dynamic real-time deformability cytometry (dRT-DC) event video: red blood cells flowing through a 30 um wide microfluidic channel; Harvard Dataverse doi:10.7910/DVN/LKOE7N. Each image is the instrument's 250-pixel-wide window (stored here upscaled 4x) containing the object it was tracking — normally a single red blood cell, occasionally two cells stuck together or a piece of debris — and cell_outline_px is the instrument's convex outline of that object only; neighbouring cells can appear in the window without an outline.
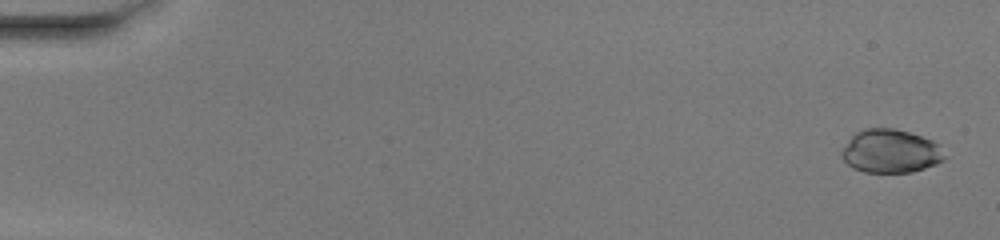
{"species": "common noctule bat (a hibernating species)", "species_latin": "Nyctalus noctula", "temperature_condition": "warm", "stored_images_in_passage": 51, "camera_frame_rate_fps": 3000, "um_per_image_px": 0.085, "animal": {"sex": "female", "body_mass_g": 20.0, "forearm_length_mm": 54.0}, "frame": {"image": 1, "passage_image": 2, "time_ms": 0.333, "image_size_px": [1000, 240], "cell_outline_px": [[948, 156], [944, 160], [936, 164], [912, 172], [864, 172], [852, 168], [840, 156], [840, 152], [852, 136], [856, 132], [864, 128], [892, 128], [908, 132], [932, 140], [940, 144]], "centroid_in_image_um": [75.72, 12.85], "position_along_channel_um": 9.3, "area_um2": 26.24}}
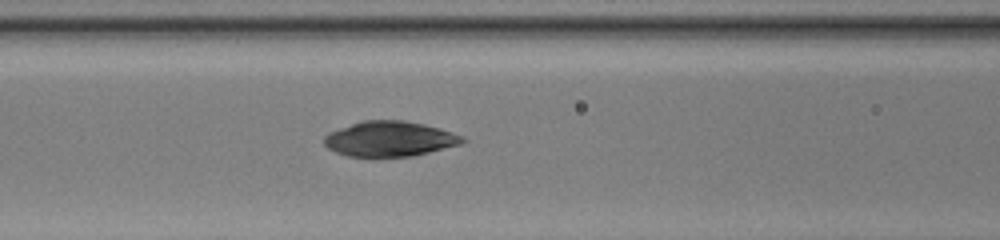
{"frame": {"image": 2, "passage_image": 23, "time_ms": 7.333, "image_size_px": [1000, 240], "cell_outline_px": [[468, 140], [460, 144], [412, 156], [348, 156], [336, 152], [328, 148], [324, 144], [324, 136], [328, 132], [364, 120], [404, 120], [424, 124], [440, 128], [464, 136]], "centroid_in_image_um": [33.13, 11.79], "position_along_channel_um": 133.5, "area_um2": 28.21}}
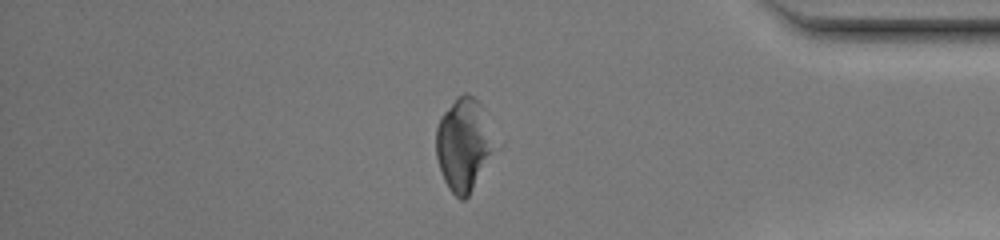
{"frame": {"image": 3, "passage_image": 44, "time_ms": 14.333, "image_size_px": [1000, 240], "cell_outline_px": [[492, 152], [468, 196], [464, 200], [460, 200], [448, 188], [444, 180], [436, 156], [436, 128], [440, 116], [456, 96], [464, 92], [468, 92], [480, 104], [492, 148]], "centroid_in_image_um": [39.3, 12.27], "position_along_channel_um": 395.9, "area_um2": 30.23}, "authors_computed_cell_mechanics": {"area_um2": 28.9578, "velocity_mm_per_s": 4.0972, "shape_relaxation_time_tau1_ms": 6.7408, "shape_relaxation_time_tau2_ms": 3.5539, "deformation_change_tau1": 0.1555, "deformation_change_tau2": 0.0591}}